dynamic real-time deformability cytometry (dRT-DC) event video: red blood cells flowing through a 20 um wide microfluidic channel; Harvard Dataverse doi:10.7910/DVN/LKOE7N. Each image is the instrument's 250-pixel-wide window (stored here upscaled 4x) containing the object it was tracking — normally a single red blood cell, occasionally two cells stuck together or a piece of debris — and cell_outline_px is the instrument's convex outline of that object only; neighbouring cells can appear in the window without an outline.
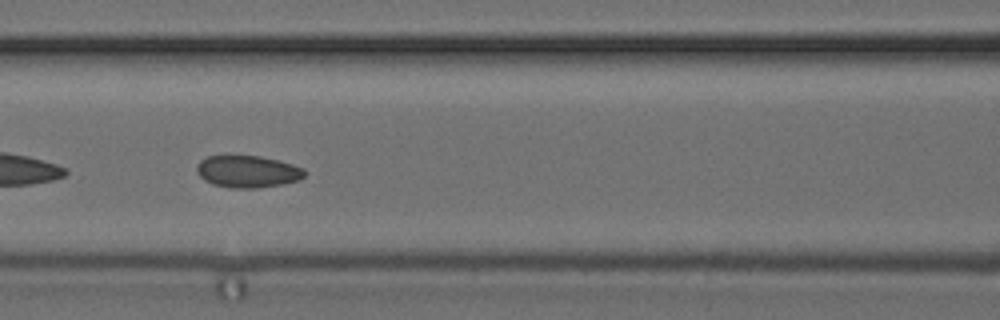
{"species": "common noctule bat (a hibernating species)", "species_latin": "Nyctalus noctula", "temperature_condition": "cold", "stored_images_in_passage": 49, "camera_frame_rate_fps": 3000, "um_per_image_px": 0.085, "animal": {"sex": "female", "body_mass_g": 24.6, "forearm_length_mm": 56.2}, "frame": {"image": 1, "passage_image": 21, "time_ms": 6.667, "image_size_px": [1000, 320], "cell_outline_px": [[308, 172], [300, 180], [260, 188], [232, 188], [212, 184], [204, 180], [196, 172], [196, 164], [200, 160], [208, 156], [260, 156], [292, 164], [304, 168]], "centroid_in_image_um": [21.05, 14.59], "position_along_channel_um": 145.6, "area_um2": 20.23}}
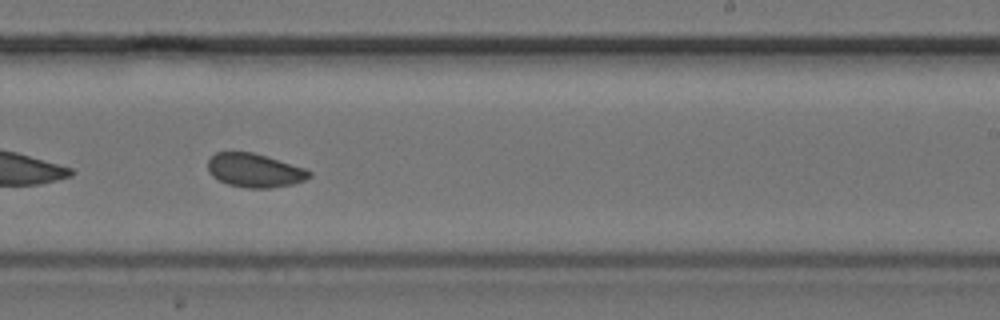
{"frame": {"image": 2, "passage_image": 30, "time_ms": 9.667, "image_size_px": [1000, 320], "cell_outline_px": [[312, 176], [304, 180], [292, 184], [268, 188], [248, 188], [228, 184], [212, 176], [208, 168], [208, 160], [216, 152], [252, 152], [268, 156], [304, 168], [312, 172]], "centroid_in_image_um": [21.65, 14.48], "position_along_channel_um": 267.3, "area_um2": 19.83}}
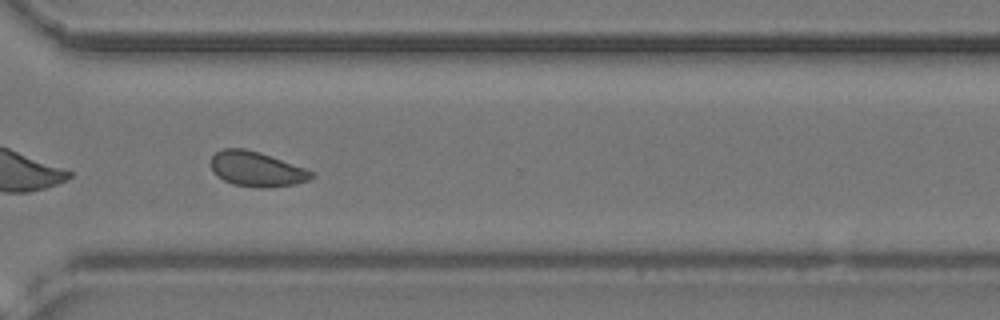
{"frame": {"image": 3, "passage_image": 36, "time_ms": 11.667, "image_size_px": [1000, 320], "cell_outline_px": [[316, 176], [308, 180], [296, 184], [264, 188], [260, 188], [232, 184], [224, 180], [212, 172], [212, 156], [216, 152], [224, 148], [244, 148], [260, 152], [304, 168], [312, 172]], "centroid_in_image_um": [21.8, 14.37], "position_along_channel_um": 348.8, "area_um2": 20.35}}